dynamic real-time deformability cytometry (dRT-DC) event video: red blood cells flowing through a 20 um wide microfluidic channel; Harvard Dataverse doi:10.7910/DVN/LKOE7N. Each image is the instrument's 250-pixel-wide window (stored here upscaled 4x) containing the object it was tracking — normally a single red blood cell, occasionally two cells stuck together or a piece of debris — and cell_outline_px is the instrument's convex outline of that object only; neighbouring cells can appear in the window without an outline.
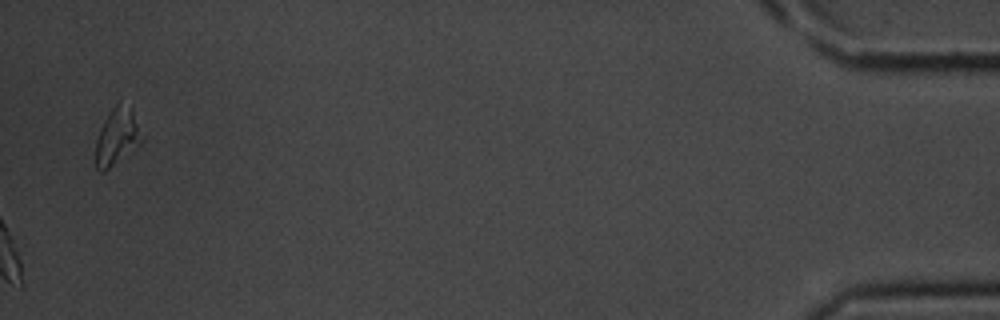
{"species": "common noctule bat (a hibernating species)", "species_latin": "Nyctalus noctula", "temperature_condition": "room temperature", "stored_images_in_passage": 29, "camera_frame_rate_fps": 3000, "um_per_image_px": 0.085, "animal": {"sex": "male", "body_mass_g": 20.1, "forearm_length_mm": 53.5}, "frame": {"image": 1, "passage_image": 29, "time_ms": 9.333, "image_size_px": [1000, 320], "cell_outline_px": [[144, 140], [140, 144], [104, 172], [100, 172], [96, 168], [96, 140], [100, 128], [104, 120], [112, 108], [120, 100], [132, 108], [144, 136]], "centroid_in_image_um": [9.98, 11.59], "position_along_channel_um": 425.2, "area_um2": 15.43}}